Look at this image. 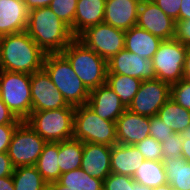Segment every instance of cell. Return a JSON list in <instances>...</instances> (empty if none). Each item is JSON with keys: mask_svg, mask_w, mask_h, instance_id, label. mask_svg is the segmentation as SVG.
Masks as SVG:
<instances>
[{"mask_svg": "<svg viewBox=\"0 0 190 190\" xmlns=\"http://www.w3.org/2000/svg\"><path fill=\"white\" fill-rule=\"evenodd\" d=\"M26 32L45 54L61 53L75 38L48 6L30 10Z\"/></svg>", "mask_w": 190, "mask_h": 190, "instance_id": "6da1fadb", "label": "cell"}, {"mask_svg": "<svg viewBox=\"0 0 190 190\" xmlns=\"http://www.w3.org/2000/svg\"><path fill=\"white\" fill-rule=\"evenodd\" d=\"M3 70L33 74L43 69L46 54L26 31L0 37Z\"/></svg>", "mask_w": 190, "mask_h": 190, "instance_id": "7a4b0ae2", "label": "cell"}, {"mask_svg": "<svg viewBox=\"0 0 190 190\" xmlns=\"http://www.w3.org/2000/svg\"><path fill=\"white\" fill-rule=\"evenodd\" d=\"M61 53L68 59L75 74L89 91L106 84L108 61L77 37Z\"/></svg>", "mask_w": 190, "mask_h": 190, "instance_id": "3957f363", "label": "cell"}, {"mask_svg": "<svg viewBox=\"0 0 190 190\" xmlns=\"http://www.w3.org/2000/svg\"><path fill=\"white\" fill-rule=\"evenodd\" d=\"M43 69L69 105L77 107L87 104L90 91L62 53L46 54Z\"/></svg>", "mask_w": 190, "mask_h": 190, "instance_id": "277c9868", "label": "cell"}, {"mask_svg": "<svg viewBox=\"0 0 190 190\" xmlns=\"http://www.w3.org/2000/svg\"><path fill=\"white\" fill-rule=\"evenodd\" d=\"M75 108L31 112L25 122L46 142H61L73 138Z\"/></svg>", "mask_w": 190, "mask_h": 190, "instance_id": "5b68a950", "label": "cell"}, {"mask_svg": "<svg viewBox=\"0 0 190 190\" xmlns=\"http://www.w3.org/2000/svg\"><path fill=\"white\" fill-rule=\"evenodd\" d=\"M74 139L83 143L117 144L116 124L100 118L87 104L77 106L74 114Z\"/></svg>", "mask_w": 190, "mask_h": 190, "instance_id": "8992f818", "label": "cell"}, {"mask_svg": "<svg viewBox=\"0 0 190 190\" xmlns=\"http://www.w3.org/2000/svg\"><path fill=\"white\" fill-rule=\"evenodd\" d=\"M31 75L3 70L0 74V97L20 120L25 121L32 112Z\"/></svg>", "mask_w": 190, "mask_h": 190, "instance_id": "52a82bcc", "label": "cell"}, {"mask_svg": "<svg viewBox=\"0 0 190 190\" xmlns=\"http://www.w3.org/2000/svg\"><path fill=\"white\" fill-rule=\"evenodd\" d=\"M187 47L176 39L163 40L152 57L156 79L170 85L183 78Z\"/></svg>", "mask_w": 190, "mask_h": 190, "instance_id": "ba28073f", "label": "cell"}, {"mask_svg": "<svg viewBox=\"0 0 190 190\" xmlns=\"http://www.w3.org/2000/svg\"><path fill=\"white\" fill-rule=\"evenodd\" d=\"M46 143L25 121H22L13 133L7 151L13 167L36 165Z\"/></svg>", "mask_w": 190, "mask_h": 190, "instance_id": "9c48e42d", "label": "cell"}, {"mask_svg": "<svg viewBox=\"0 0 190 190\" xmlns=\"http://www.w3.org/2000/svg\"><path fill=\"white\" fill-rule=\"evenodd\" d=\"M77 38L107 61L125 48V31L104 22L88 27Z\"/></svg>", "mask_w": 190, "mask_h": 190, "instance_id": "30bf717a", "label": "cell"}, {"mask_svg": "<svg viewBox=\"0 0 190 190\" xmlns=\"http://www.w3.org/2000/svg\"><path fill=\"white\" fill-rule=\"evenodd\" d=\"M170 96V84L159 79L143 80L127 109L135 114L154 116Z\"/></svg>", "mask_w": 190, "mask_h": 190, "instance_id": "8fae6325", "label": "cell"}, {"mask_svg": "<svg viewBox=\"0 0 190 190\" xmlns=\"http://www.w3.org/2000/svg\"><path fill=\"white\" fill-rule=\"evenodd\" d=\"M32 112L55 110L70 106L56 89L50 76L44 69L31 74Z\"/></svg>", "mask_w": 190, "mask_h": 190, "instance_id": "7c38bea8", "label": "cell"}, {"mask_svg": "<svg viewBox=\"0 0 190 190\" xmlns=\"http://www.w3.org/2000/svg\"><path fill=\"white\" fill-rule=\"evenodd\" d=\"M175 22L152 0L141 1L136 23L137 27L148 31L162 40H169L174 38Z\"/></svg>", "mask_w": 190, "mask_h": 190, "instance_id": "4fadbf2b", "label": "cell"}, {"mask_svg": "<svg viewBox=\"0 0 190 190\" xmlns=\"http://www.w3.org/2000/svg\"><path fill=\"white\" fill-rule=\"evenodd\" d=\"M107 74H121L139 80L156 79L152 59H145L125 48L108 60Z\"/></svg>", "mask_w": 190, "mask_h": 190, "instance_id": "5bb4252c", "label": "cell"}, {"mask_svg": "<svg viewBox=\"0 0 190 190\" xmlns=\"http://www.w3.org/2000/svg\"><path fill=\"white\" fill-rule=\"evenodd\" d=\"M117 143L135 145L150 136L148 116L135 114L126 109L115 122Z\"/></svg>", "mask_w": 190, "mask_h": 190, "instance_id": "9a60e30c", "label": "cell"}, {"mask_svg": "<svg viewBox=\"0 0 190 190\" xmlns=\"http://www.w3.org/2000/svg\"><path fill=\"white\" fill-rule=\"evenodd\" d=\"M87 105L102 119L116 122L127 109L116 93L107 85L90 91Z\"/></svg>", "mask_w": 190, "mask_h": 190, "instance_id": "2e32d148", "label": "cell"}, {"mask_svg": "<svg viewBox=\"0 0 190 190\" xmlns=\"http://www.w3.org/2000/svg\"><path fill=\"white\" fill-rule=\"evenodd\" d=\"M111 147L84 143L80 168L92 177L104 180L111 173Z\"/></svg>", "mask_w": 190, "mask_h": 190, "instance_id": "e0dca14e", "label": "cell"}, {"mask_svg": "<svg viewBox=\"0 0 190 190\" xmlns=\"http://www.w3.org/2000/svg\"><path fill=\"white\" fill-rule=\"evenodd\" d=\"M142 0H106L103 22L121 30L136 26Z\"/></svg>", "mask_w": 190, "mask_h": 190, "instance_id": "ac0fdd59", "label": "cell"}, {"mask_svg": "<svg viewBox=\"0 0 190 190\" xmlns=\"http://www.w3.org/2000/svg\"><path fill=\"white\" fill-rule=\"evenodd\" d=\"M29 12L23 0H0V37L26 31Z\"/></svg>", "mask_w": 190, "mask_h": 190, "instance_id": "d6986e66", "label": "cell"}, {"mask_svg": "<svg viewBox=\"0 0 190 190\" xmlns=\"http://www.w3.org/2000/svg\"><path fill=\"white\" fill-rule=\"evenodd\" d=\"M143 161L135 145L117 143L111 147V173L133 177Z\"/></svg>", "mask_w": 190, "mask_h": 190, "instance_id": "ffe728a7", "label": "cell"}, {"mask_svg": "<svg viewBox=\"0 0 190 190\" xmlns=\"http://www.w3.org/2000/svg\"><path fill=\"white\" fill-rule=\"evenodd\" d=\"M106 0H78L73 35L78 37L88 27L103 23Z\"/></svg>", "mask_w": 190, "mask_h": 190, "instance_id": "44dd1931", "label": "cell"}, {"mask_svg": "<svg viewBox=\"0 0 190 190\" xmlns=\"http://www.w3.org/2000/svg\"><path fill=\"white\" fill-rule=\"evenodd\" d=\"M163 40L137 26L125 31V49L145 59H152Z\"/></svg>", "mask_w": 190, "mask_h": 190, "instance_id": "7402d4cb", "label": "cell"}, {"mask_svg": "<svg viewBox=\"0 0 190 190\" xmlns=\"http://www.w3.org/2000/svg\"><path fill=\"white\" fill-rule=\"evenodd\" d=\"M157 116L171 127L174 133H190V110H187L169 98L158 110Z\"/></svg>", "mask_w": 190, "mask_h": 190, "instance_id": "603a6c76", "label": "cell"}, {"mask_svg": "<svg viewBox=\"0 0 190 190\" xmlns=\"http://www.w3.org/2000/svg\"><path fill=\"white\" fill-rule=\"evenodd\" d=\"M58 153L59 142H47L35 165L42 178L48 184L57 182L61 175Z\"/></svg>", "mask_w": 190, "mask_h": 190, "instance_id": "cb8c5ba5", "label": "cell"}, {"mask_svg": "<svg viewBox=\"0 0 190 190\" xmlns=\"http://www.w3.org/2000/svg\"><path fill=\"white\" fill-rule=\"evenodd\" d=\"M167 183L175 190H190V162L182 156L163 159Z\"/></svg>", "mask_w": 190, "mask_h": 190, "instance_id": "d4e9b609", "label": "cell"}, {"mask_svg": "<svg viewBox=\"0 0 190 190\" xmlns=\"http://www.w3.org/2000/svg\"><path fill=\"white\" fill-rule=\"evenodd\" d=\"M83 144L74 138L59 142L58 161L61 174L81 167Z\"/></svg>", "mask_w": 190, "mask_h": 190, "instance_id": "484cf974", "label": "cell"}, {"mask_svg": "<svg viewBox=\"0 0 190 190\" xmlns=\"http://www.w3.org/2000/svg\"><path fill=\"white\" fill-rule=\"evenodd\" d=\"M141 83L142 80L134 77L121 74H107L106 84L116 93L126 108L131 104Z\"/></svg>", "mask_w": 190, "mask_h": 190, "instance_id": "4316f807", "label": "cell"}, {"mask_svg": "<svg viewBox=\"0 0 190 190\" xmlns=\"http://www.w3.org/2000/svg\"><path fill=\"white\" fill-rule=\"evenodd\" d=\"M132 178L135 182L152 188L167 183L163 161H143Z\"/></svg>", "mask_w": 190, "mask_h": 190, "instance_id": "83f0119b", "label": "cell"}, {"mask_svg": "<svg viewBox=\"0 0 190 190\" xmlns=\"http://www.w3.org/2000/svg\"><path fill=\"white\" fill-rule=\"evenodd\" d=\"M15 190H47L48 183L42 178L35 165L14 168Z\"/></svg>", "mask_w": 190, "mask_h": 190, "instance_id": "f1b7e54d", "label": "cell"}, {"mask_svg": "<svg viewBox=\"0 0 190 190\" xmlns=\"http://www.w3.org/2000/svg\"><path fill=\"white\" fill-rule=\"evenodd\" d=\"M58 182L68 190H103V180L92 177L81 168L61 174Z\"/></svg>", "mask_w": 190, "mask_h": 190, "instance_id": "f546056e", "label": "cell"}, {"mask_svg": "<svg viewBox=\"0 0 190 190\" xmlns=\"http://www.w3.org/2000/svg\"><path fill=\"white\" fill-rule=\"evenodd\" d=\"M78 0H52L48 6L60 20L66 23L73 34V23Z\"/></svg>", "mask_w": 190, "mask_h": 190, "instance_id": "4dcf8cb0", "label": "cell"}, {"mask_svg": "<svg viewBox=\"0 0 190 190\" xmlns=\"http://www.w3.org/2000/svg\"><path fill=\"white\" fill-rule=\"evenodd\" d=\"M135 147L142 153L145 160L163 161L162 145L153 137L145 138L136 143Z\"/></svg>", "mask_w": 190, "mask_h": 190, "instance_id": "1f68e13d", "label": "cell"}, {"mask_svg": "<svg viewBox=\"0 0 190 190\" xmlns=\"http://www.w3.org/2000/svg\"><path fill=\"white\" fill-rule=\"evenodd\" d=\"M170 98L183 108L190 110V80L182 78L172 84Z\"/></svg>", "mask_w": 190, "mask_h": 190, "instance_id": "d6a6232c", "label": "cell"}, {"mask_svg": "<svg viewBox=\"0 0 190 190\" xmlns=\"http://www.w3.org/2000/svg\"><path fill=\"white\" fill-rule=\"evenodd\" d=\"M103 190H136L132 177L110 173L103 180Z\"/></svg>", "mask_w": 190, "mask_h": 190, "instance_id": "836d02e7", "label": "cell"}, {"mask_svg": "<svg viewBox=\"0 0 190 190\" xmlns=\"http://www.w3.org/2000/svg\"><path fill=\"white\" fill-rule=\"evenodd\" d=\"M163 151V159H171L181 157L183 134L173 133L170 138L161 143Z\"/></svg>", "mask_w": 190, "mask_h": 190, "instance_id": "e575fe53", "label": "cell"}, {"mask_svg": "<svg viewBox=\"0 0 190 190\" xmlns=\"http://www.w3.org/2000/svg\"><path fill=\"white\" fill-rule=\"evenodd\" d=\"M150 137H153L158 142L162 143L170 138L174 133L171 127L166 126V124L157 116H150Z\"/></svg>", "mask_w": 190, "mask_h": 190, "instance_id": "d590c367", "label": "cell"}, {"mask_svg": "<svg viewBox=\"0 0 190 190\" xmlns=\"http://www.w3.org/2000/svg\"><path fill=\"white\" fill-rule=\"evenodd\" d=\"M167 16L179 21L182 0H152Z\"/></svg>", "mask_w": 190, "mask_h": 190, "instance_id": "8d00e7d4", "label": "cell"}, {"mask_svg": "<svg viewBox=\"0 0 190 190\" xmlns=\"http://www.w3.org/2000/svg\"><path fill=\"white\" fill-rule=\"evenodd\" d=\"M174 39L178 40L186 47L190 46V19L175 22Z\"/></svg>", "mask_w": 190, "mask_h": 190, "instance_id": "74e56055", "label": "cell"}, {"mask_svg": "<svg viewBox=\"0 0 190 190\" xmlns=\"http://www.w3.org/2000/svg\"><path fill=\"white\" fill-rule=\"evenodd\" d=\"M19 124L0 125V153L7 152L16 127Z\"/></svg>", "mask_w": 190, "mask_h": 190, "instance_id": "f35d334b", "label": "cell"}, {"mask_svg": "<svg viewBox=\"0 0 190 190\" xmlns=\"http://www.w3.org/2000/svg\"><path fill=\"white\" fill-rule=\"evenodd\" d=\"M22 120L18 119L10 109L3 103L0 97V125L20 124Z\"/></svg>", "mask_w": 190, "mask_h": 190, "instance_id": "ab89813d", "label": "cell"}, {"mask_svg": "<svg viewBox=\"0 0 190 190\" xmlns=\"http://www.w3.org/2000/svg\"><path fill=\"white\" fill-rule=\"evenodd\" d=\"M14 167L7 152L0 153V178L12 176Z\"/></svg>", "mask_w": 190, "mask_h": 190, "instance_id": "60d3db41", "label": "cell"}, {"mask_svg": "<svg viewBox=\"0 0 190 190\" xmlns=\"http://www.w3.org/2000/svg\"><path fill=\"white\" fill-rule=\"evenodd\" d=\"M181 156L190 162V133L183 134V145Z\"/></svg>", "mask_w": 190, "mask_h": 190, "instance_id": "b9f144b4", "label": "cell"}, {"mask_svg": "<svg viewBox=\"0 0 190 190\" xmlns=\"http://www.w3.org/2000/svg\"><path fill=\"white\" fill-rule=\"evenodd\" d=\"M23 1L27 5V8L29 10L35 8L47 7L52 2V0H23Z\"/></svg>", "mask_w": 190, "mask_h": 190, "instance_id": "7bdbcfd3", "label": "cell"}, {"mask_svg": "<svg viewBox=\"0 0 190 190\" xmlns=\"http://www.w3.org/2000/svg\"><path fill=\"white\" fill-rule=\"evenodd\" d=\"M190 19V0H182L179 12V20Z\"/></svg>", "mask_w": 190, "mask_h": 190, "instance_id": "ee69618b", "label": "cell"}, {"mask_svg": "<svg viewBox=\"0 0 190 190\" xmlns=\"http://www.w3.org/2000/svg\"><path fill=\"white\" fill-rule=\"evenodd\" d=\"M0 190H15L12 176L0 178Z\"/></svg>", "mask_w": 190, "mask_h": 190, "instance_id": "f6af8a7d", "label": "cell"}, {"mask_svg": "<svg viewBox=\"0 0 190 190\" xmlns=\"http://www.w3.org/2000/svg\"><path fill=\"white\" fill-rule=\"evenodd\" d=\"M183 78L190 80V46H188L186 50V57L183 67Z\"/></svg>", "mask_w": 190, "mask_h": 190, "instance_id": "bcb514c9", "label": "cell"}, {"mask_svg": "<svg viewBox=\"0 0 190 190\" xmlns=\"http://www.w3.org/2000/svg\"><path fill=\"white\" fill-rule=\"evenodd\" d=\"M47 190H68L66 186L61 185L58 181L48 184Z\"/></svg>", "mask_w": 190, "mask_h": 190, "instance_id": "7dc6e473", "label": "cell"}, {"mask_svg": "<svg viewBox=\"0 0 190 190\" xmlns=\"http://www.w3.org/2000/svg\"><path fill=\"white\" fill-rule=\"evenodd\" d=\"M153 190H175L170 184L165 183L163 185H160L158 187H154Z\"/></svg>", "mask_w": 190, "mask_h": 190, "instance_id": "c3c4849f", "label": "cell"}, {"mask_svg": "<svg viewBox=\"0 0 190 190\" xmlns=\"http://www.w3.org/2000/svg\"><path fill=\"white\" fill-rule=\"evenodd\" d=\"M135 189L136 190H153L152 187H148L137 182H135Z\"/></svg>", "mask_w": 190, "mask_h": 190, "instance_id": "681fc988", "label": "cell"}, {"mask_svg": "<svg viewBox=\"0 0 190 190\" xmlns=\"http://www.w3.org/2000/svg\"><path fill=\"white\" fill-rule=\"evenodd\" d=\"M3 71V66H2V59H1V48H0V74Z\"/></svg>", "mask_w": 190, "mask_h": 190, "instance_id": "f907efd6", "label": "cell"}]
</instances>
